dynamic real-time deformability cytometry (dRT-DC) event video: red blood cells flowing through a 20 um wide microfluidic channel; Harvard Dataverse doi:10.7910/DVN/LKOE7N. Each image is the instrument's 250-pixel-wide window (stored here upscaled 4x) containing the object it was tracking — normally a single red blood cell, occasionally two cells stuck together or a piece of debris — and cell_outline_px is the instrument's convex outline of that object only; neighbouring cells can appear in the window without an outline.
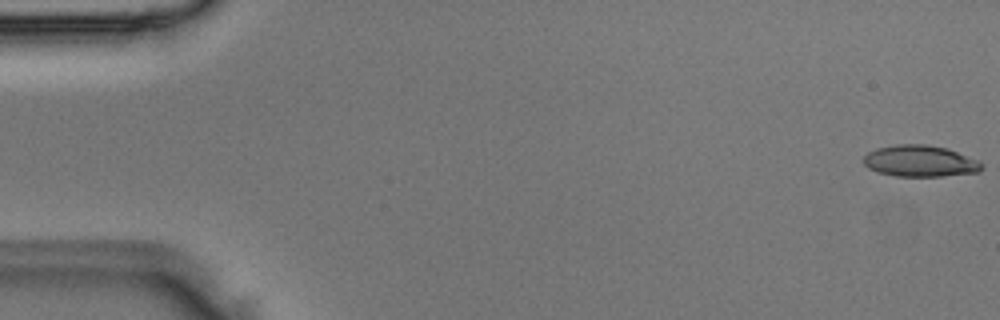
{"species": "Egyptian fruit bat (a non-hibernating species)", "species_latin": "Rousettus aegyptiacus", "temperature_condition": "room temperature", "stored_images_in_passage": 5, "camera_frame_rate_fps": 3000, "um_per_image_px": 0.085, "animal": {"sex": "male"}, "frame": {"image": 1, "passage_image": 1, "time_ms": 0.0, "image_size_px": [1000, 320], "cell_outline_px": [[984, 168], [980, 172], [944, 176], [896, 176], [876, 172], [868, 168], [864, 164], [864, 156], [868, 152], [876, 148], [896, 144], [924, 144], [948, 148], [980, 160], [984, 164]], "centroid_in_image_um": [78.25, 13.69], "position_along_channel_um": 6.7, "area_um2": 22.02}}
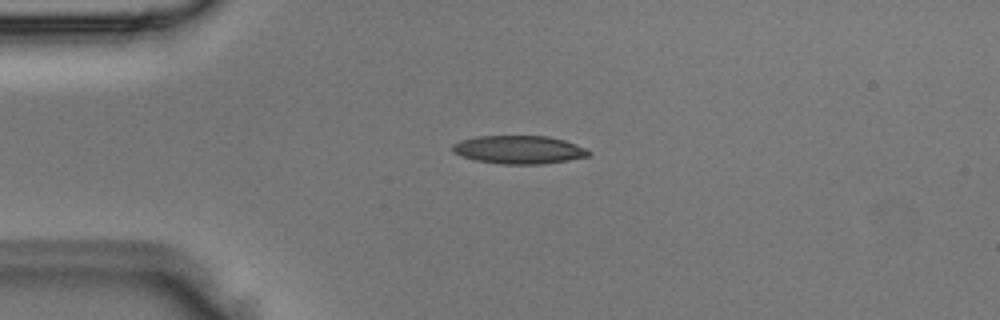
{"frame": {"image": 2, "passage_image": 4, "time_ms": 1.0, "image_size_px": [1000, 320], "cell_outline_px": [[592, 152], [588, 156], [568, 160], [540, 164], [500, 164], [476, 160], [452, 152], [452, 144], [460, 140], [476, 136], [548, 136], [564, 140], [576, 144]], "centroid_in_image_um": [44.09, 12.72], "position_along_channel_um": 40.9, "area_um2": 22.31}}